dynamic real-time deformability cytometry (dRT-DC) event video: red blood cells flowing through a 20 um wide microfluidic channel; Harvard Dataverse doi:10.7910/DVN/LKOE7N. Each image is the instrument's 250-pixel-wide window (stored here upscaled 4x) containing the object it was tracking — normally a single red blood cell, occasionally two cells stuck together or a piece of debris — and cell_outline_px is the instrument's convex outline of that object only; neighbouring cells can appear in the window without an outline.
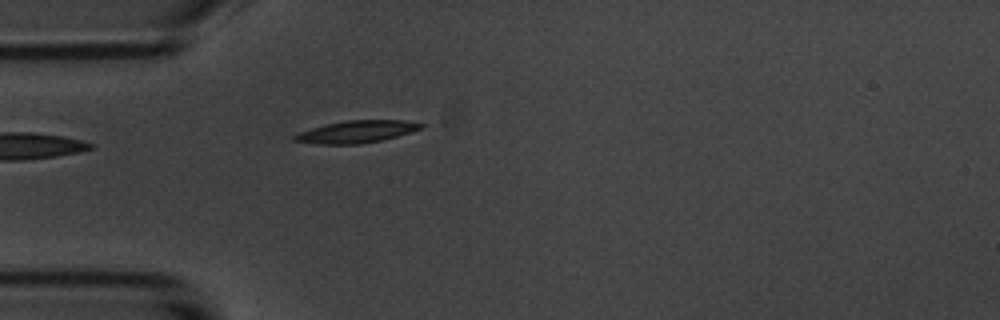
{"species": "common noctule bat (a hibernating species)", "species_latin": "Nyctalus noctula", "temperature_condition": "room temperature", "stored_images_in_passage": 3, "camera_frame_rate_fps": 3000, "um_per_image_px": 0.085, "animal": {"sex": "male", "body_mass_g": 20.1, "forearm_length_mm": 53.5}, "frame": {"image": 1, "passage_image": 3, "time_ms": 2.333, "image_size_px": [1000, 320], "cell_outline_px": [[424, 128], [396, 136], [380, 140], [360, 144], [316, 144], [292, 140], [292, 136], [300, 132], [312, 128], [344, 120], [404, 120], [424, 124]], "centroid_in_image_um": [30.3, 11.19], "position_along_channel_um": 54.7, "area_um2": 16.24}}